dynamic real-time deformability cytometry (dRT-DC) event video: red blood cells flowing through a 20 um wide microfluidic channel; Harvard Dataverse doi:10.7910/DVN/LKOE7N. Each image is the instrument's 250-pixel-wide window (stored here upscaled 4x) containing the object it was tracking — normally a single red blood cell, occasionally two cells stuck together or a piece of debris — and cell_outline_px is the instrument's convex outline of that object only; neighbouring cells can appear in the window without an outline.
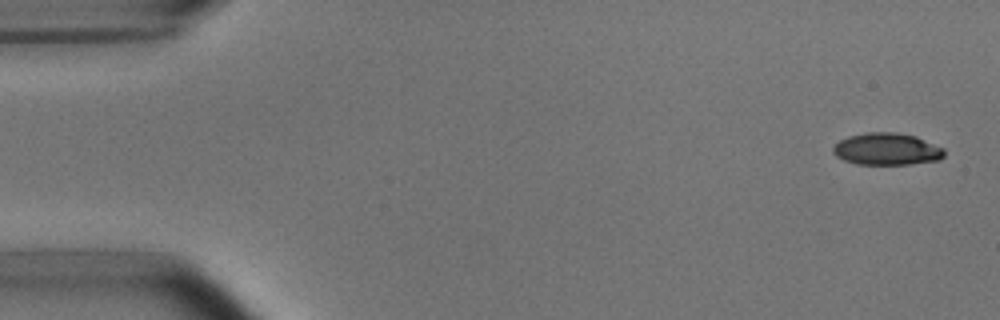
{"species": "common noctule bat (a hibernating species)", "species_latin": "Nyctalus noctula", "temperature_condition": "room temperature", "stored_images_in_passage": 4, "camera_frame_rate_fps": 3000, "um_per_image_px": 0.085, "animal": {"sex": "male", "body_mass_g": 15.6}, "frame": {"image": 1, "passage_image": 1, "time_ms": 0.0, "image_size_px": [1000, 320], "cell_outline_px": [[944, 156], [940, 160], [908, 164], [856, 164], [844, 160], [836, 156], [832, 152], [832, 148], [840, 140], [848, 136], [868, 132], [896, 132], [916, 136], [944, 148]], "centroid_in_image_um": [75.38, 12.67], "position_along_channel_um": 9.6, "area_um2": 20.81}}
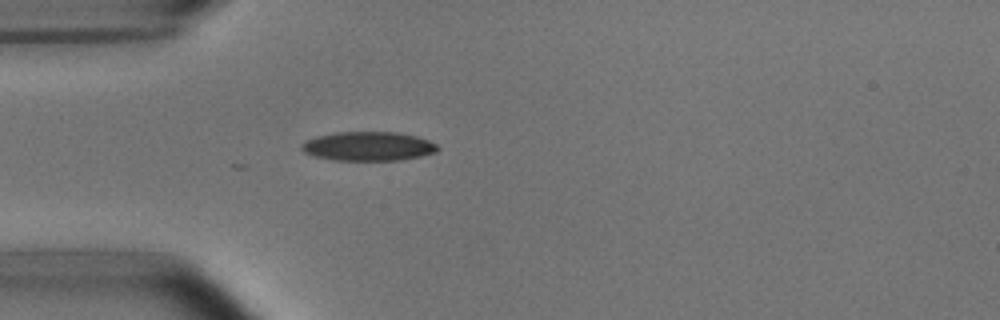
{"frame": {"image": 2, "passage_image": 4, "time_ms": 4.333, "image_size_px": [1000, 320], "cell_outline_px": [[440, 148], [436, 152], [420, 156], [400, 160], [336, 160], [316, 156], [304, 152], [300, 148], [308, 140], [316, 136], [336, 132], [396, 132], [416, 136], [428, 140], [436, 144]], "centroid_in_image_um": [31.34, 12.43], "position_along_channel_um": 53.7, "area_um2": 22.83}}